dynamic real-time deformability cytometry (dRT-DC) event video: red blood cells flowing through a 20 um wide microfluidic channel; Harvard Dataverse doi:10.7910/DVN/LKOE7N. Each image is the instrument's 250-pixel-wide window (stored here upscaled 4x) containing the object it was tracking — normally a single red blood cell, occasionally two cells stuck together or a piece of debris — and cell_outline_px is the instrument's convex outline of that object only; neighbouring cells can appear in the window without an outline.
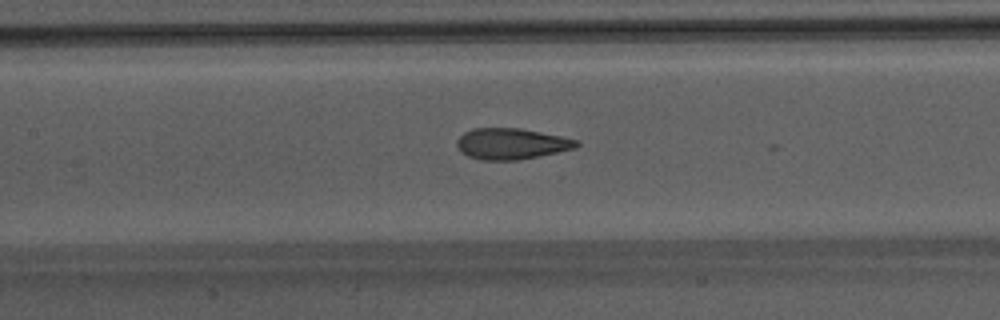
{"species": "Egyptian fruit bat (a non-hibernating species)", "species_latin": "Rousettus aegyptiacus", "temperature_condition": "warm", "stored_images_in_passage": 26, "camera_frame_rate_fps": 3000, "um_per_image_px": 0.085, "animal": {"sex": "male"}, "frame": {"image": 1, "passage_image": 25, "time_ms": 8.0, "image_size_px": [1000, 320], "cell_outline_px": [[580, 144], [576, 148], [516, 160], [480, 160], [468, 156], [456, 144], [456, 140], [464, 132], [472, 128], [520, 128], [580, 140]], "centroid_in_image_um": [43.47, 12.21], "position_along_channel_um": 163.9, "area_um2": 21.44}}